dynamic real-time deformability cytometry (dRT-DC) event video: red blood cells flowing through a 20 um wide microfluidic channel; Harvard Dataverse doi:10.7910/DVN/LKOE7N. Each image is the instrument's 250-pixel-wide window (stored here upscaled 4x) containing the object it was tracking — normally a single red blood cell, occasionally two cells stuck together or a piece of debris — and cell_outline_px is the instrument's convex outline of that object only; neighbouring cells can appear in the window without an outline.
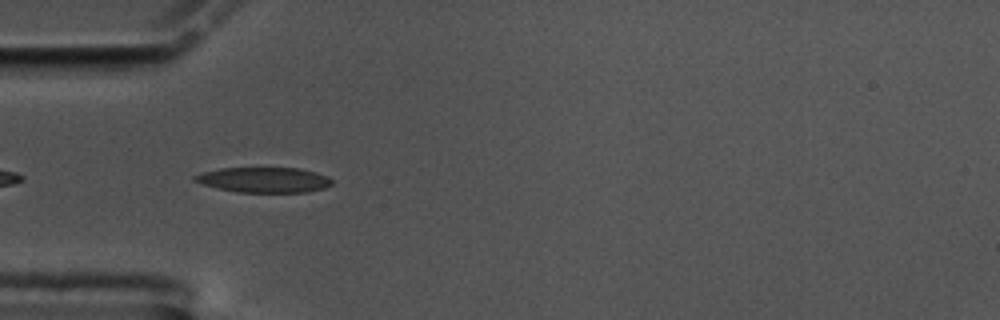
{"species": "common noctule bat (a hibernating species)", "species_latin": "Nyctalus noctula", "temperature_condition": "cold", "stored_images_in_passage": 44, "camera_frame_rate_fps": 3000, "um_per_image_px": 0.085, "animal": {"sex": "male", "body_mass_g": 17.5, "forearm_length_mm": 52.3}, "frame": {"image": 1, "passage_image": 3, "time_ms": 0.667, "image_size_px": [1000, 320], "cell_outline_px": [[332, 184], [324, 188], [308, 192], [236, 192], [216, 188], [192, 180], [192, 176], [204, 172], [220, 168], [300, 168], [316, 172], [328, 176], [332, 180]], "centroid_in_image_um": [22.45, 15.29], "position_along_channel_um": 62.6, "area_um2": 20.23}}
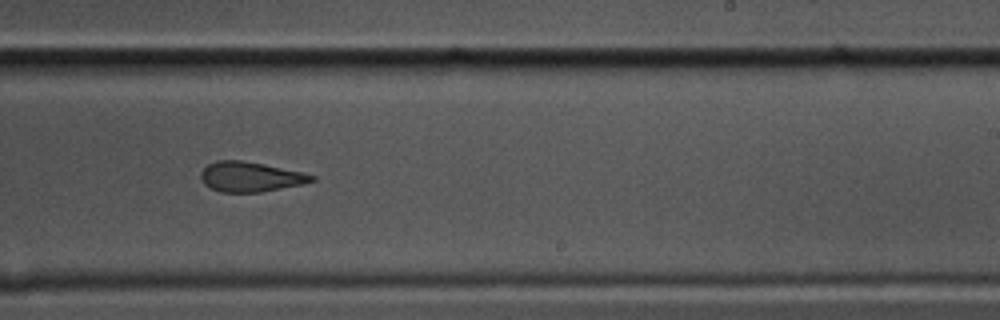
{"frame": {"image": 2, "passage_image": 21, "time_ms": 6.667, "image_size_px": [1000, 320], "cell_outline_px": [[316, 180], [300, 184], [260, 192], [220, 192], [204, 184], [200, 180], [200, 172], [208, 164], [216, 160], [244, 160], [264, 164], [300, 172], [316, 176]], "centroid_in_image_um": [21.22, 15.02], "position_along_channel_um": 267.8, "area_um2": 19.19}}
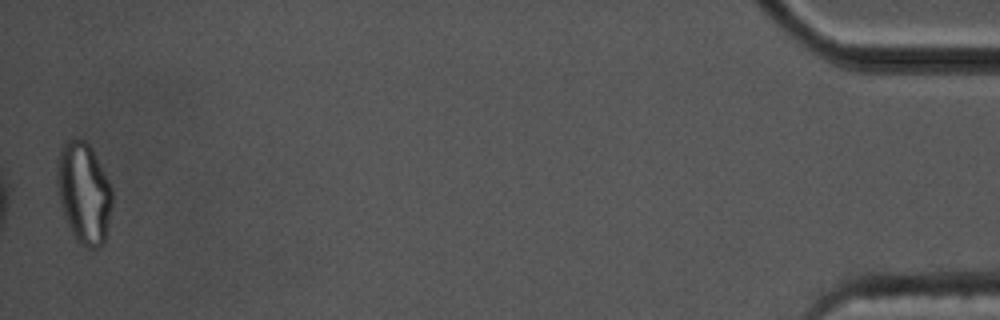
{"frame": {"image": 3, "passage_image": 43, "time_ms": 14.0, "image_size_px": [1000, 320], "cell_outline_px": [[112, 204], [104, 244], [96, 248], [88, 248], [80, 244], [72, 236], [64, 216], [60, 204], [56, 180], [56, 176], [60, 148], [68, 140], [84, 140], [92, 148], [112, 188]], "centroid_in_image_um": [7.12, 16.44], "position_along_channel_um": 428.1, "area_um2": 32.48}, "authors_computed_cell_mechanics": {"area_um2": 20.7213, "velocity_mm_per_s": 3.4472, "shape_relaxation_time_tau1_ms": null, "shape_relaxation_time_tau2_ms": 3.5488, "deformation_change_tau1": null, "deformation_change_tau2": 0.1253}}